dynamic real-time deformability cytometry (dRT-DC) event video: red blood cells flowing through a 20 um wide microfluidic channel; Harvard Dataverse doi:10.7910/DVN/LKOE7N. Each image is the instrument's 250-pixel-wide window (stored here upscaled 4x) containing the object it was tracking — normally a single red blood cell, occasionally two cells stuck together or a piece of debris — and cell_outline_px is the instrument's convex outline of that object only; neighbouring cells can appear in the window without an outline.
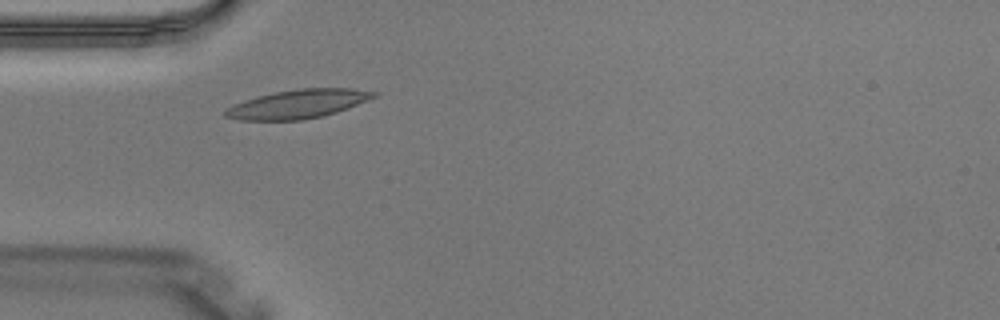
{"species": "Egyptian fruit bat (a non-hibernating species)", "species_latin": "Rousettus aegyptiacus", "temperature_condition": "warm", "stored_images_in_passage": 2, "camera_frame_rate_fps": 3000, "um_per_image_px": 0.085, "animal": {"sex": "male"}, "frame": {"image": 1, "passage_image": 1, "time_ms": 0.0, "image_size_px": [1000, 320], "cell_outline_px": [[380, 92], [376, 96], [368, 100], [336, 112], [324, 116], [300, 120], [240, 120], [224, 116], [224, 108], [232, 104], [256, 96], [276, 92], [300, 88], [352, 88]], "centroid_in_image_um": [25.3, 8.83], "position_along_channel_um": 59.7, "area_um2": 24.97}}